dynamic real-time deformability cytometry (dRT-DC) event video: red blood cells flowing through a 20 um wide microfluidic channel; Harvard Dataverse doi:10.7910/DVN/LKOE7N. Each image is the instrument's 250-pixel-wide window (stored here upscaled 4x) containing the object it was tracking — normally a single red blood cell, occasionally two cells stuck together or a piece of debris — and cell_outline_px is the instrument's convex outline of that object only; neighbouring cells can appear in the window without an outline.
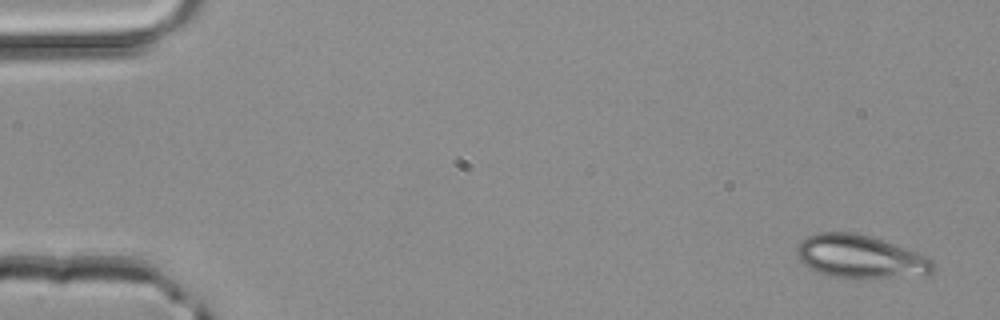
{"species": "common noctule bat (a hibernating species)", "species_latin": "Nyctalus noctula", "temperature_condition": "room temperature", "stored_images_in_passage": 39, "camera_frame_rate_fps": 3000, "um_per_image_px": 0.085, "animal": {"sex": "male", "body_mass_g": 20.4}, "frame": {"image": 1, "passage_image": 1, "time_ms": 0.0, "image_size_px": [1000, 320], "cell_outline_px": [[936, 268], [932, 272], [848, 280], [832, 276], [820, 272], [804, 264], [796, 256], [796, 248], [800, 240], [808, 236], [820, 232], [852, 232], [868, 236], [916, 252], [932, 260], [936, 264]], "centroid_in_image_um": [73.04, 21.81], "position_along_channel_um": 12.0, "area_um2": 33.64}}
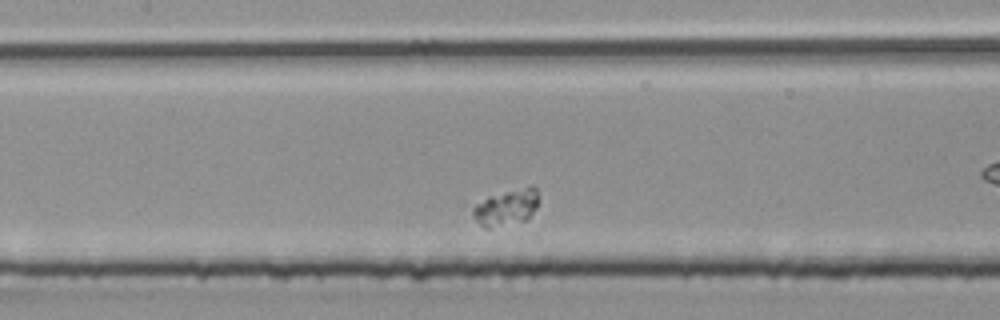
{"frame": {"image": 2, "passage_image": 19, "time_ms": 6.0, "image_size_px": [1000, 320], "cell_outline_px": [[536, 208], [524, 220], [488, 228], [484, 228], [472, 216], [472, 208], [476, 204], [488, 196], [532, 184], [536, 188]], "centroid_in_image_um": [42.99, 17.6], "position_along_channel_um": 164.4, "area_um2": 13.58}}
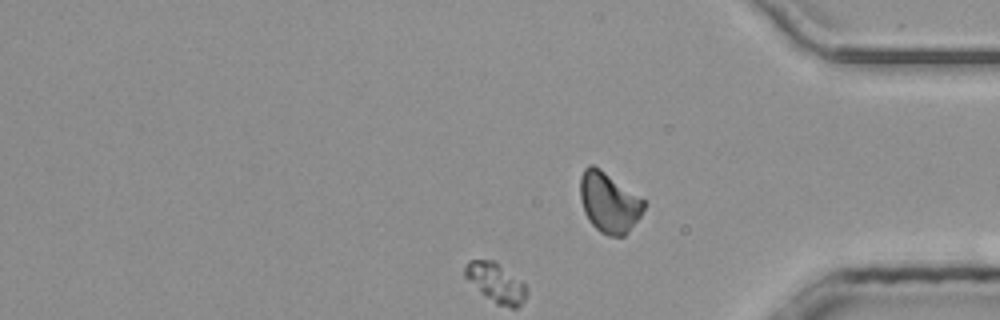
{"frame": {"image": 3, "passage_image": 39, "time_ms": 12.667, "image_size_px": [1000, 320], "cell_outline_px": [[644, 208], [640, 216], [624, 236], [608, 236], [600, 232], [588, 220], [584, 212], [580, 200], [580, 176], [584, 168], [588, 164], [592, 164], [600, 168], [644, 200]], "centroid_in_image_um": [51.72, 17.2], "position_along_channel_um": 383.5, "area_um2": 22.25}}